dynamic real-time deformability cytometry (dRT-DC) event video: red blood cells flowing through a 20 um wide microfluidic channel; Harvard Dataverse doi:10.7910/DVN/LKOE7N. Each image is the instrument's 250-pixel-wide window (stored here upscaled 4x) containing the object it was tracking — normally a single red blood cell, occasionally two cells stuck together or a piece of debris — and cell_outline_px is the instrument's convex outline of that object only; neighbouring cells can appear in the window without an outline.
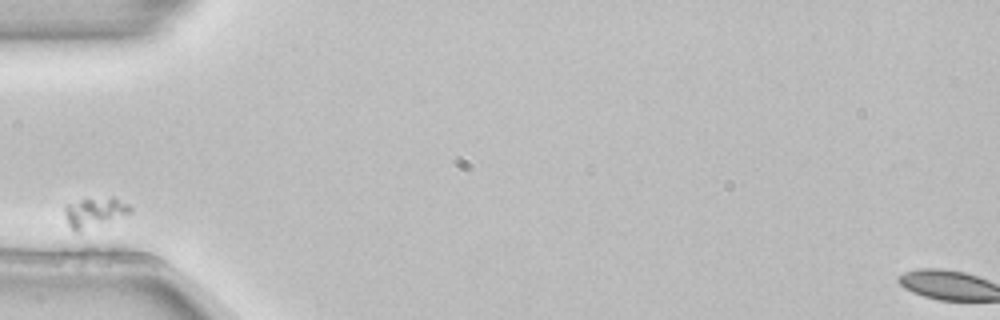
{"species": "common noctule bat (a hibernating species)", "species_latin": "Nyctalus noctula", "temperature_condition": "room temperature", "stored_images_in_passage": 1, "camera_frame_rate_fps": 3000, "um_per_image_px": 0.085, "animal": {"sex": "female", "body_mass_g": 22.7, "forearm_length_mm": 54.2}, "frame": {"image": 1, "passage_image": 1, "time_ms": 0.0, "image_size_px": [1000, 320], "cell_outline_px": [[132, 212], [80, 232], [76, 232], [68, 224], [64, 216], [64, 208], [68, 204], [80, 200], [112, 196], [128, 204], [132, 208]], "centroid_in_image_um": [8.03, 18.04], "position_along_channel_um": 77.0, "area_um2": 11.33}}